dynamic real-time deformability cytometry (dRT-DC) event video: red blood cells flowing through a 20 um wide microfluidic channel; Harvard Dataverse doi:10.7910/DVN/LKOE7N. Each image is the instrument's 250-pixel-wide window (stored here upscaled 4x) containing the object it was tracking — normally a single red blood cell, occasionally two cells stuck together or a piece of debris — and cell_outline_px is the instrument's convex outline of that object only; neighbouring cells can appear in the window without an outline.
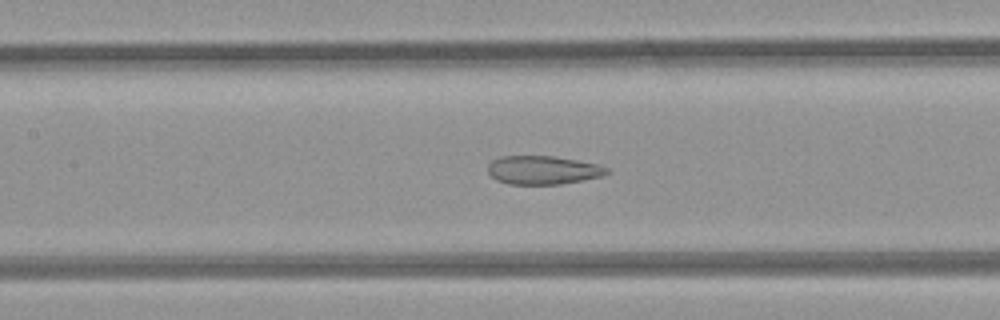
{"species": "common noctule bat (a hibernating species)", "species_latin": "Nyctalus noctula", "temperature_condition": "room temperature", "stored_images_in_passage": 50, "camera_frame_rate_fps": 3000, "um_per_image_px": 0.085, "animal": {"sex": "female", "body_mass_g": 21.9}, "frame": {"image": 1, "passage_image": 22, "time_ms": 7.0, "image_size_px": [1000, 320], "cell_outline_px": [[608, 172], [600, 176], [560, 184], [508, 184], [496, 180], [488, 172], [488, 164], [492, 160], [500, 156], [556, 156], [596, 164], [608, 168]], "centroid_in_image_um": [46.09, 14.45], "position_along_channel_um": 161.3, "area_um2": 19.59}}
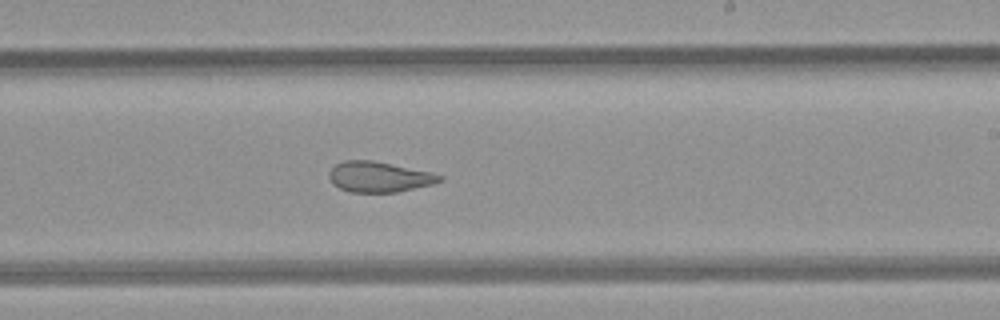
{"frame": {"image": 2, "passage_image": 29, "time_ms": 9.333, "image_size_px": [1000, 320], "cell_outline_px": [[444, 180], [432, 184], [396, 192], [352, 192], [340, 188], [332, 184], [328, 176], [328, 172], [336, 164], [344, 160], [372, 160], [432, 172], [444, 176]], "centroid_in_image_um": [32.22, 15.03], "position_along_channel_um": 256.8, "area_um2": 19.65}}
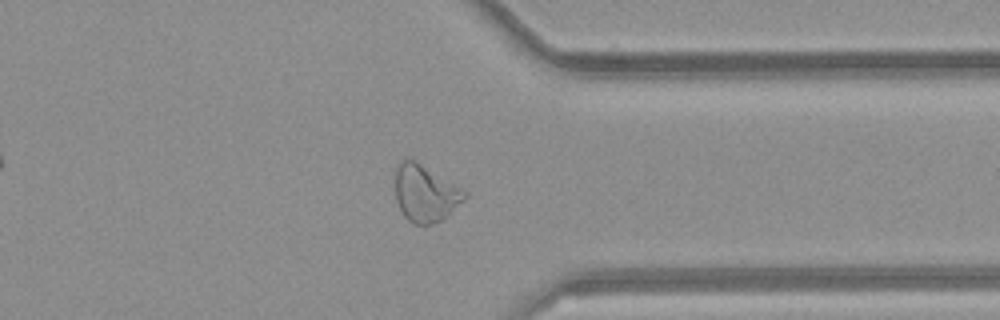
{"frame": {"image": 3, "passage_image": 38, "time_ms": 12.333, "image_size_px": [1000, 320], "cell_outline_px": [[468, 196], [464, 200], [440, 220], [432, 224], [412, 224], [404, 216], [396, 200], [392, 176], [396, 164], [400, 160], [412, 160], [420, 164], [468, 192]], "centroid_in_image_um": [36.07, 16.42], "position_along_channel_um": 375.3, "area_um2": 22.95}, "authors_computed_cell_mechanics": {"area_um2": 24.7095, "velocity_mm_per_s": 4.1181, "shape_relaxation_time_tau1_ms": null, "shape_relaxation_time_tau2_ms": 2.0305, "deformation_change_tau1": null, "deformation_change_tau2": 0.0892}}